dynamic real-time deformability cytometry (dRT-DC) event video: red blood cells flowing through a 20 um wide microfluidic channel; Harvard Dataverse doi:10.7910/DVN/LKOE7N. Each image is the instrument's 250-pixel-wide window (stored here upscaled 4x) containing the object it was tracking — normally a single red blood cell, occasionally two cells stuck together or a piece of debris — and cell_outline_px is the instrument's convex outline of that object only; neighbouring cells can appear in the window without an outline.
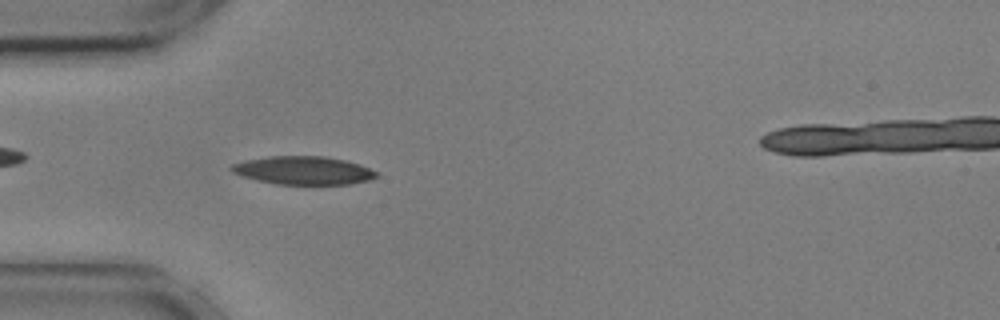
{"species": "common noctule bat (a hibernating species)", "species_latin": "Nyctalus noctula", "temperature_condition": "cold", "stored_images_in_passage": 44, "camera_frame_rate_fps": 3000, "um_per_image_px": 0.085, "animal": {"sex": "male", "body_mass_g": 17.9, "forearm_length_mm": 54.2}, "frame": {"image": 1, "passage_image": 7, "time_ms": 2.0, "image_size_px": [1000, 320], "cell_outline_px": [[380, 176], [368, 180], [348, 184], [276, 184], [256, 180], [232, 172], [228, 168], [232, 164], [244, 160], [268, 156], [324, 156], [344, 160], [360, 164], [376, 172]], "centroid_in_image_um": [25.76, 14.48], "position_along_channel_um": 59.2, "area_um2": 23.81}}